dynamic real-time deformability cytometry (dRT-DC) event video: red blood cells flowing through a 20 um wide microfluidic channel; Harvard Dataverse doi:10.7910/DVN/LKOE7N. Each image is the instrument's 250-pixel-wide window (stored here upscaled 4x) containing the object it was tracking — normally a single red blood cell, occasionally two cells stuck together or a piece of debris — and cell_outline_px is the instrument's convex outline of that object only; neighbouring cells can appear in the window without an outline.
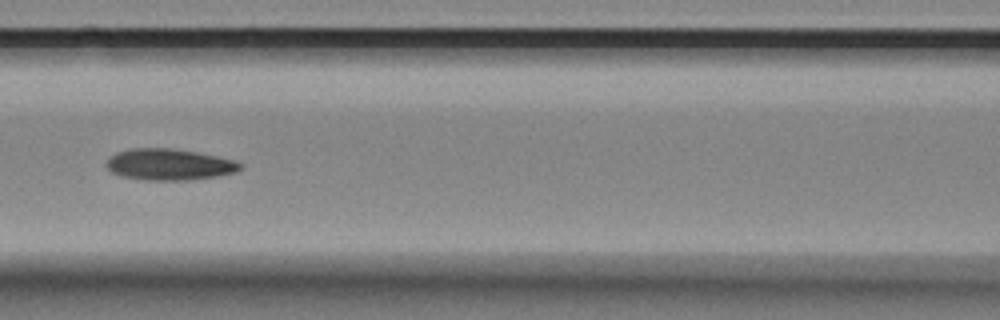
{"species": "Egyptian fruit bat (a non-hibernating species)", "species_latin": "Rousettus aegyptiacus", "temperature_condition": "room temperature", "stored_images_in_passage": 10, "camera_frame_rate_fps": 3000, "um_per_image_px": 0.085, "animal": {"sex": "female"}, "frame": {"image": 1, "passage_image": 4, "time_ms": 3.333, "image_size_px": [1000, 320], "cell_outline_px": [[244, 168], [236, 172], [216, 176], [188, 180], [144, 180], [120, 176], [112, 172], [104, 164], [108, 156], [116, 152], [128, 148], [172, 148], [196, 152], [216, 156], [232, 160], [244, 164]], "centroid_in_image_um": [14.34, 13.98], "position_along_channel_um": 152.3, "area_um2": 24.68}}
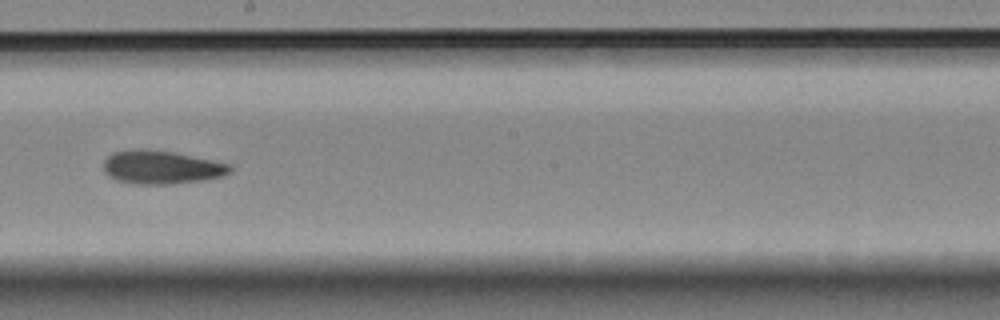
{"frame": {"image": 2, "passage_image": 6, "time_ms": 5.667, "image_size_px": [1000, 320], "cell_outline_px": [[232, 172], [224, 176], [208, 180], [172, 184], [136, 184], [116, 180], [108, 176], [104, 172], [104, 160], [112, 152], [128, 148], [148, 148], [172, 152], [232, 164]], "centroid_in_image_um": [13.72, 14.21], "position_along_channel_um": 234.5, "area_um2": 25.2}}
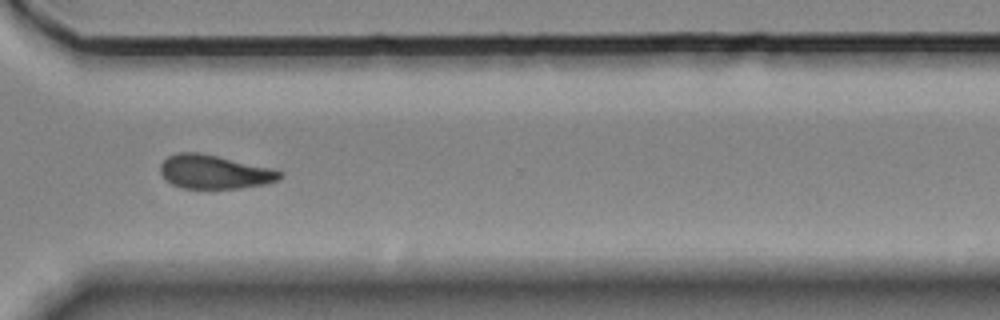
{"frame": {"image": 3, "passage_image": 9, "time_ms": 9.0, "image_size_px": [1000, 320], "cell_outline_px": [[284, 176], [280, 180], [268, 184], [240, 188], [180, 188], [172, 184], [160, 172], [160, 164], [168, 156], [176, 152], [200, 152], [272, 168], [284, 172]], "centroid_in_image_um": [18.27, 14.61], "position_along_channel_um": 352.3, "area_um2": 23.76}, "authors_computed_cell_mechanics": {"area_um2": 24.4494, "velocity_mm_per_s": 3.5428, "shape_relaxation_time_tau1_ms": 8.9451, "shape_relaxation_time_tau2_ms": 2.8578, "deformation_change_tau1": 0.1174, "deformation_change_tau2": 0.0871}}